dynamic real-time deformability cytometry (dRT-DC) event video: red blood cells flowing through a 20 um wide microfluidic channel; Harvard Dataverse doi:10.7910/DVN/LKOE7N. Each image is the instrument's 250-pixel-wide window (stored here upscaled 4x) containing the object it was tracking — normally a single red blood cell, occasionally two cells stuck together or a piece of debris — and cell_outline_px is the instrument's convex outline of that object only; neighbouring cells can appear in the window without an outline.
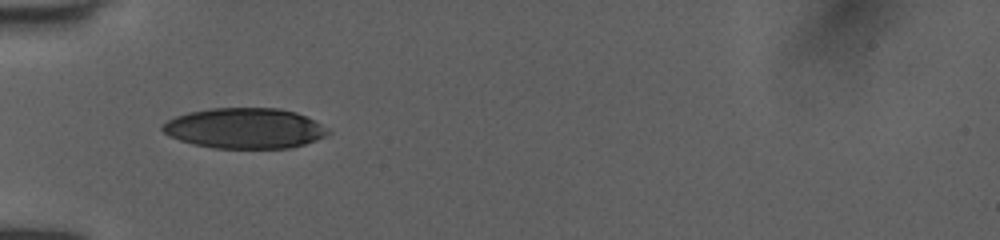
{"species": "human", "species_latin": "Homo sapiens", "temperature_condition": "room temperature", "stored_images_in_passage": 22, "camera_frame_rate_fps": 3000, "um_per_image_px": 0.085, "donor": {"sex": "female"}, "frame": {"image": 1, "passage_image": 1, "time_ms": 0.0, "image_size_px": [1000, 240], "cell_outline_px": [[332, 132], [316, 140], [304, 144], [288, 148], [212, 148], [192, 144], [180, 140], [164, 132], [160, 128], [168, 120], [176, 116], [188, 112], [212, 108], [280, 108], [296, 112], [320, 124]], "centroid_in_image_um": [20.79, 10.9], "position_along_channel_um": 64.2, "area_um2": 38.78}}
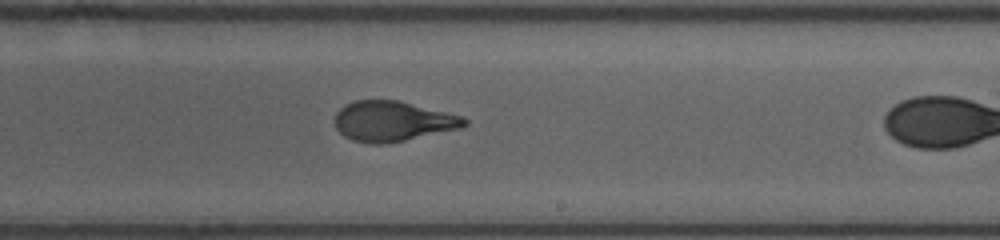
{"frame": {"image": 2, "passage_image": 12, "time_ms": 3.667, "image_size_px": [1000, 240], "cell_outline_px": [[468, 124], [460, 128], [404, 140], [384, 144], [372, 144], [352, 140], [344, 136], [336, 128], [336, 112], [344, 104], [356, 100], [400, 100], [464, 116], [468, 120]], "centroid_in_image_um": [33.39, 10.29], "position_along_channel_um": 255.6, "area_um2": 30.4}}
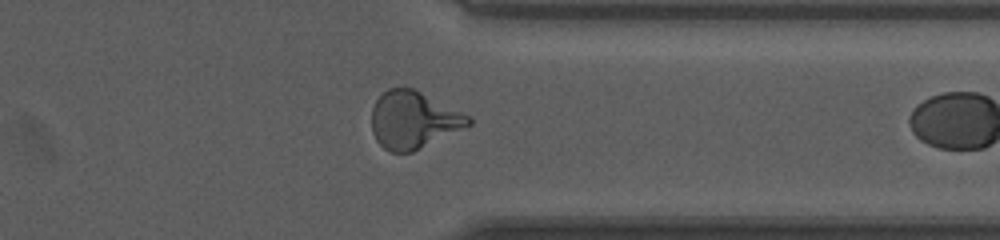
{"frame": {"image": 3, "passage_image": 21, "time_ms": 6.667, "image_size_px": [1000, 240], "cell_outline_px": [[472, 124], [412, 152], [392, 152], [384, 148], [376, 140], [372, 132], [372, 108], [376, 100], [388, 88], [412, 88], [472, 116]], "centroid_in_image_um": [35.14, 10.2], "position_along_channel_um": 376.3, "area_um2": 32.08}}